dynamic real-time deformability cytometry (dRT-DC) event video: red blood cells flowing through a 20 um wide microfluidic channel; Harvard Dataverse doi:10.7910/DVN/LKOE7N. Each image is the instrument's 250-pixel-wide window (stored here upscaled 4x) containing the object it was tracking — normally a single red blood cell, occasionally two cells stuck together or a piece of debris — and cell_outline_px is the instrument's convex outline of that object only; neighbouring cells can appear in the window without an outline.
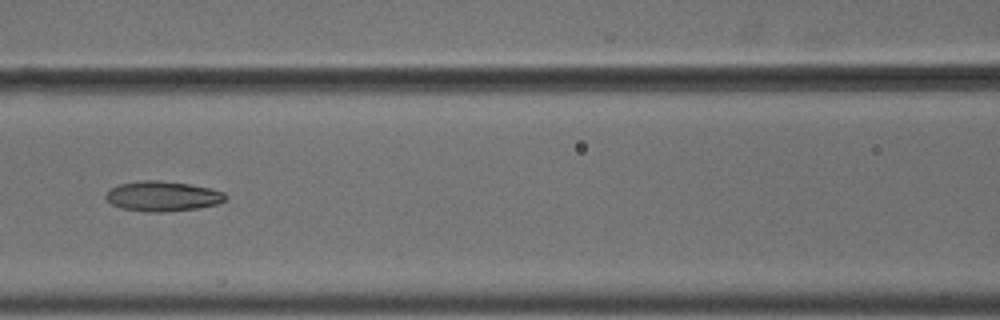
{"species": "common noctule bat (a hibernating species)", "species_latin": "Nyctalus noctula", "temperature_condition": "cold", "stored_images_in_passage": 12, "camera_frame_rate_fps": 3000, "um_per_image_px": 0.085, "animal": {"sex": "male", "body_mass_g": 18.8}, "frame": {"image": 1, "passage_image": 4, "time_ms": 1.0, "image_size_px": [1000, 320], "cell_outline_px": [[228, 196], [220, 204], [196, 208], [168, 212], [148, 212], [120, 208], [112, 204], [104, 196], [112, 188], [120, 184], [144, 180], [160, 180], [188, 184], [212, 188], [224, 192]], "centroid_in_image_um": [13.86, 16.68], "position_along_channel_um": 152.7, "area_um2": 20.98}}
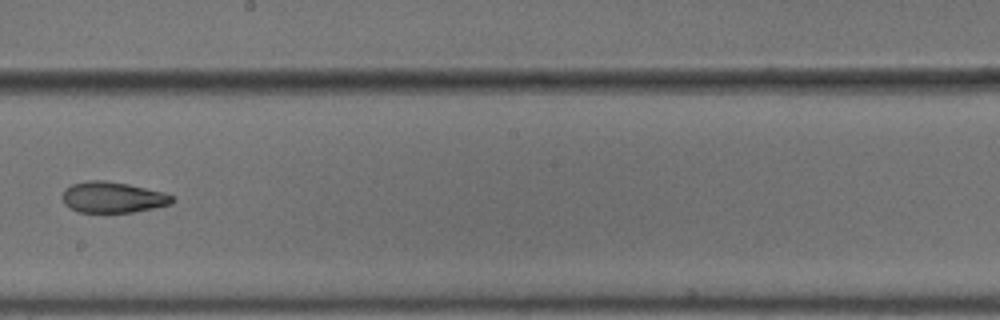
{"frame": {"image": 2, "passage_image": 6, "time_ms": 1.667, "image_size_px": [1000, 320], "cell_outline_px": [[176, 200], [172, 204], [132, 212], [80, 212], [64, 204], [64, 188], [72, 184], [88, 180], [104, 180], [128, 184], [164, 192], [172, 196]], "centroid_in_image_um": [9.61, 16.76], "position_along_channel_um": 238.6, "area_um2": 19.65}}
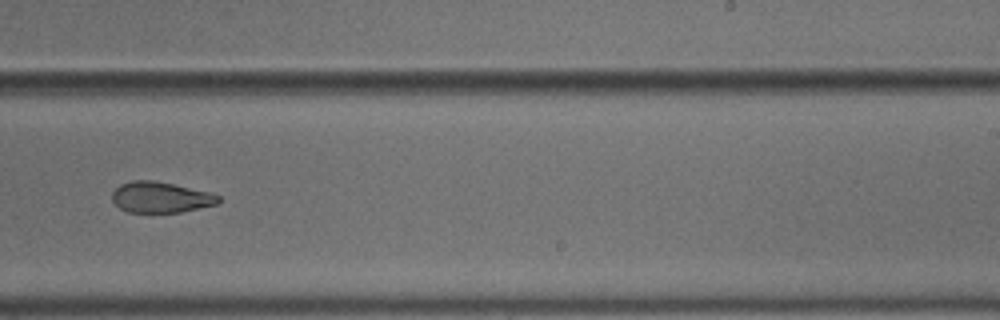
{"frame": {"image": 3, "passage_image": 7, "time_ms": 2.0, "image_size_px": [1000, 320], "cell_outline_px": [[220, 204], [180, 212], [128, 212], [120, 208], [112, 200], [112, 192], [120, 184], [132, 180], [152, 180], [172, 184], [208, 192], [220, 196]], "centroid_in_image_um": [13.65, 16.77], "position_along_channel_um": 275.3, "area_um2": 19.02}}